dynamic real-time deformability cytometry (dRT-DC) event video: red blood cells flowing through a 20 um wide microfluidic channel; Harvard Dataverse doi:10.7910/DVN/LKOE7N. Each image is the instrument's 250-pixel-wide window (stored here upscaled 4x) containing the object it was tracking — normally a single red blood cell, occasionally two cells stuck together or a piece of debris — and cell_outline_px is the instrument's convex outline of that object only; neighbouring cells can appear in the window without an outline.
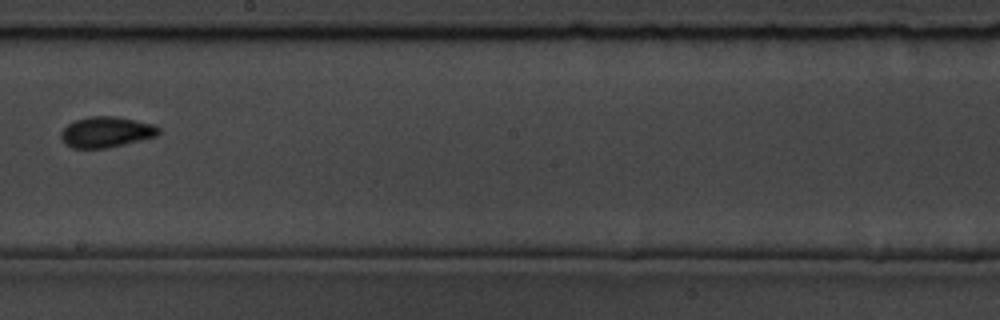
{"species": "common noctule bat (a hibernating species)", "species_latin": "Nyctalus noctula", "temperature_condition": "room temperature", "stored_images_in_passage": 9, "camera_frame_rate_fps": 3000, "um_per_image_px": 0.085, "animal": {"sex": "male", "body_mass_g": 19.5, "forearm_length_mm": 54.6}, "frame": {"image": 1, "passage_image": 7, "time_ms": 7.0, "image_size_px": [1000, 320], "cell_outline_px": [[160, 132], [156, 136], [108, 148], [72, 148], [64, 144], [60, 136], [60, 132], [68, 124], [76, 120], [88, 116], [116, 116], [156, 124], [160, 128]], "centroid_in_image_um": [9.03, 11.22], "position_along_channel_um": 239.2, "area_um2": 17.63}}
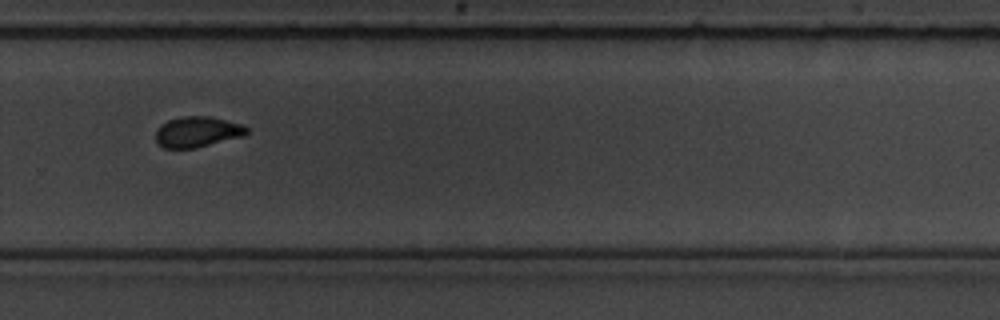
{"frame": {"image": 2, "passage_image": 9, "time_ms": 9.0, "image_size_px": [1000, 320], "cell_outline_px": [[248, 132], [244, 136], [196, 148], [164, 148], [156, 144], [156, 128], [160, 124], [168, 120], [184, 116], [208, 116], [240, 124], [248, 128]], "centroid_in_image_um": [16.73, 11.22], "position_along_channel_um": 313.1, "area_um2": 16.3}}